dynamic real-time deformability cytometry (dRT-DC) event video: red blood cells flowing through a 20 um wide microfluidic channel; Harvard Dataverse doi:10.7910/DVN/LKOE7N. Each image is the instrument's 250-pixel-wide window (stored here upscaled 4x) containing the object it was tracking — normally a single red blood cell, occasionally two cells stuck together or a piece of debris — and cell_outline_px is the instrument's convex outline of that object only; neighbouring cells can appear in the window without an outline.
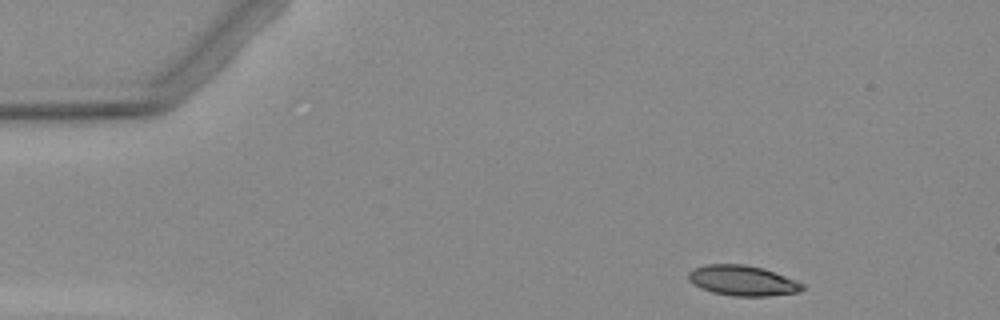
{"species": "Egyptian fruit bat (a non-hibernating species)", "species_latin": "Rousettus aegyptiacus", "temperature_condition": "warm", "stored_images_in_passage": 3, "camera_frame_rate_fps": 3000, "um_per_image_px": 0.085, "animal": {"sex": "female"}, "frame": {"image": 1, "passage_image": 1, "time_ms": 0.0, "image_size_px": [1000, 320], "cell_outline_px": [[804, 288], [800, 292], [768, 296], [732, 296], [712, 292], [700, 288], [692, 284], [688, 280], [688, 272], [692, 268], [704, 264], [744, 264], [764, 268], [804, 284]], "centroid_in_image_um": [63.07, 23.84], "position_along_channel_um": 21.9, "area_um2": 20.29}}